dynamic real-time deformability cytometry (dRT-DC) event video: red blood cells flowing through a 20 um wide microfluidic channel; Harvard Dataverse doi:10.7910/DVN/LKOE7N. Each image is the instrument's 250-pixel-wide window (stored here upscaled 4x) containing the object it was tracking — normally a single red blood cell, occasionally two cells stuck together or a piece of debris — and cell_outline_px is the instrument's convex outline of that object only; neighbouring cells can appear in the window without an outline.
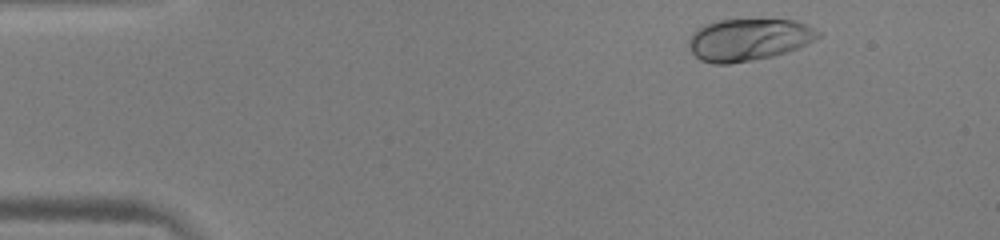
{"species": "human", "species_latin": "Homo sapiens", "temperature_condition": "warm", "stored_images_in_passage": 40, "camera_frame_rate_fps": 3000, "um_per_image_px": 0.085, "donor": {"sex": "male"}, "frame": {"image": 1, "passage_image": 3, "time_ms": 0.667, "image_size_px": [1000, 240], "cell_outline_px": [[824, 32], [816, 40], [808, 44], [772, 56], [752, 60], [728, 64], [712, 64], [700, 60], [688, 48], [688, 40], [692, 32], [696, 28], [704, 24], [716, 20], [796, 20], [808, 24]], "centroid_in_image_um": [63.64, 3.36], "position_along_channel_um": 21.4, "area_um2": 32.08}}
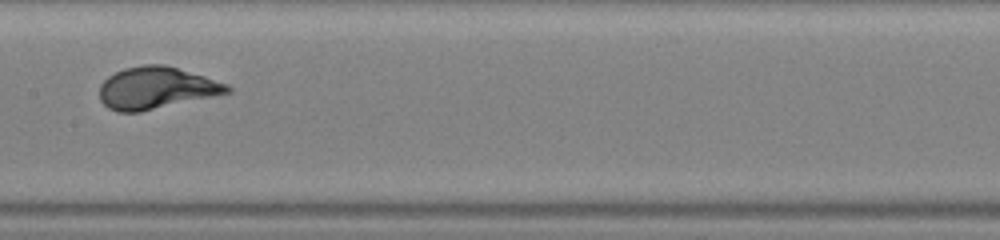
{"frame": {"image": 2, "passage_image": 23, "time_ms": 7.333, "image_size_px": [1000, 240], "cell_outline_px": [[232, 92], [140, 112], [116, 112], [108, 108], [100, 100], [100, 84], [108, 76], [124, 68], [144, 64], [164, 64], [204, 76], [228, 84], [232, 88]], "centroid_in_image_um": [13.27, 7.48], "position_along_channel_um": 194.1, "area_um2": 31.27}}
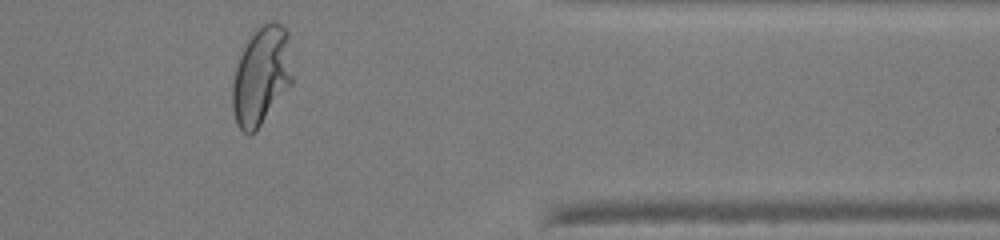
{"frame": {"image": 3, "passage_image": 39, "time_ms": 12.667, "image_size_px": [1000, 240], "cell_outline_px": [[292, 84], [256, 132], [248, 136], [236, 124], [232, 108], [232, 84], [236, 68], [240, 56], [248, 40], [256, 28], [260, 24], [268, 20], [276, 20], [288, 32], [292, 76]], "centroid_in_image_um": [22.22, 6.46], "position_along_channel_um": 389.2, "area_um2": 34.74}, "authors_computed_cell_mechanics": {"area_um2": 30.923, "velocity_mm_per_s": 4.0139, "shape_relaxation_time_tau1_ms": 2.6039, "shape_relaxation_time_tau2_ms": null, "deformation_change_tau1": 0.2056, "deformation_change_tau2": null}}